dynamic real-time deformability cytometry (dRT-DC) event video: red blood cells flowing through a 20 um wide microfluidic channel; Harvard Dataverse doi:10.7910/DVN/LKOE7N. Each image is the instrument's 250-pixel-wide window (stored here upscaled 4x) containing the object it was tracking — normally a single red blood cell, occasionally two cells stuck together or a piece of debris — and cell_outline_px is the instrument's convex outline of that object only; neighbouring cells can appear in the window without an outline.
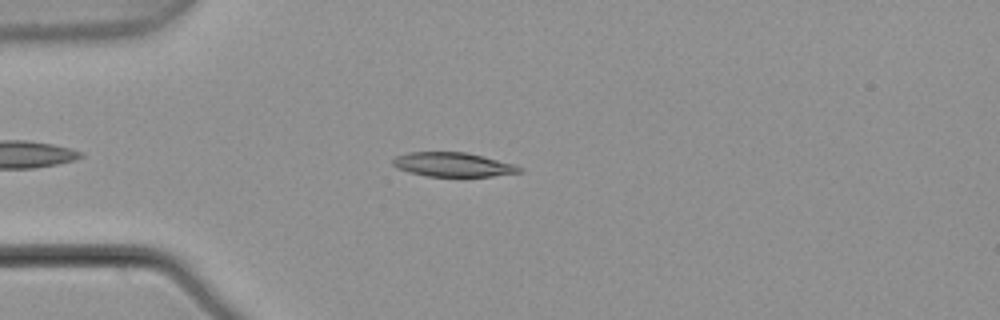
{"species": "common noctule bat (a hibernating species)", "species_latin": "Nyctalus noctula", "temperature_condition": "warm", "stored_images_in_passage": 5, "camera_frame_rate_fps": 3000, "um_per_image_px": 0.085, "animal": {"sex": "male", "body_mass_g": 21.5, "forearm_length_mm": 52.0}, "frame": {"image": 1, "passage_image": 3, "time_ms": 0.667, "image_size_px": [1000, 320], "cell_outline_px": [[524, 172], [492, 176], [428, 176], [408, 172], [392, 164], [392, 160], [396, 156], [408, 152], [468, 152], [512, 164], [524, 168]], "centroid_in_image_um": [38.52, 13.99], "position_along_channel_um": 46.5, "area_um2": 17.74}}
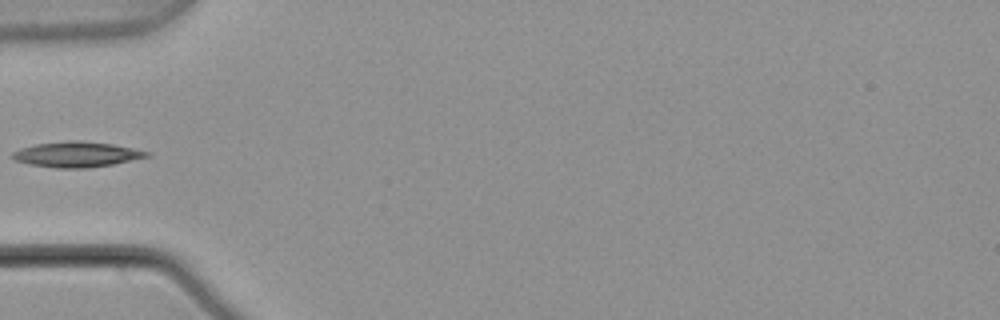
{"frame": {"image": 2, "passage_image": 4, "time_ms": 1.0, "image_size_px": [1000, 320], "cell_outline_px": [[148, 156], [112, 164], [88, 168], [56, 168], [32, 164], [16, 160], [12, 156], [12, 152], [20, 148], [36, 144], [68, 140], [80, 140], [112, 144], [148, 152]], "centroid_in_image_um": [6.46, 13.11], "position_along_channel_um": 78.5, "area_um2": 19.48}}
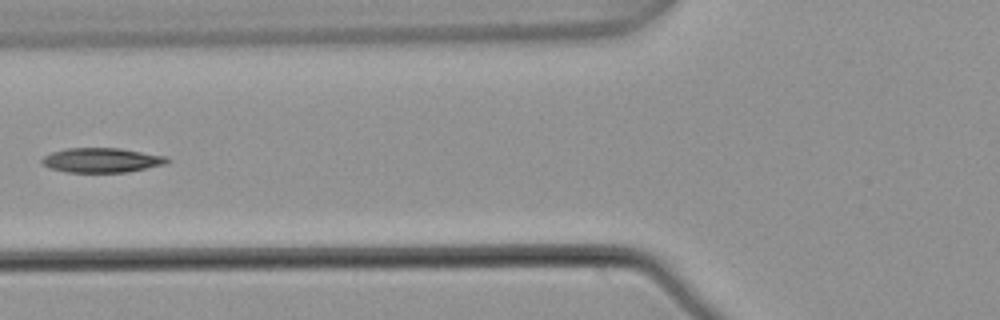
{"frame": {"image": 3, "passage_image": 5, "time_ms": 1.333, "image_size_px": [1000, 320], "cell_outline_px": [[172, 160], [164, 164], [128, 172], [68, 172], [48, 168], [40, 164], [40, 160], [44, 156], [52, 152], [64, 148], [120, 148], [168, 156]], "centroid_in_image_um": [8.62, 13.61], "position_along_channel_um": 117.2, "area_um2": 18.15}}